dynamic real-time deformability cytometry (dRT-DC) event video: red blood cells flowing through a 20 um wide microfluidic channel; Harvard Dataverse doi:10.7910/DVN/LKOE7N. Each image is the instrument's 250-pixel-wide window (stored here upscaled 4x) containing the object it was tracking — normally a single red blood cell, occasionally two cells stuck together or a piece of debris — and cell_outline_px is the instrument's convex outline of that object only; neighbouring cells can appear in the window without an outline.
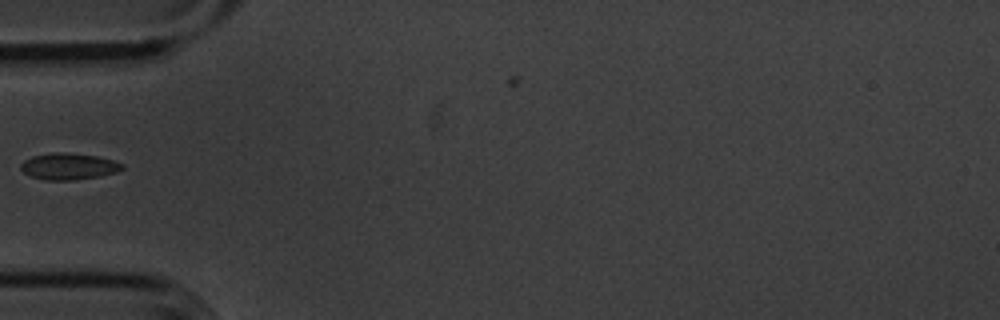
{"species": "common noctule bat (a hibernating species)", "species_latin": "Nyctalus noctula", "temperature_condition": "cold", "stored_images_in_passage": 32, "camera_frame_rate_fps": 3000, "um_per_image_px": 0.085, "animal": {"sex": "male", "body_mass_g": 20.1, "forearm_length_mm": 53.5}, "frame": {"image": 1, "passage_image": 1, "time_ms": 0.0, "image_size_px": [1000, 320], "cell_outline_px": [[124, 168], [116, 172], [100, 176], [72, 180], [44, 180], [28, 176], [20, 168], [20, 164], [24, 160], [32, 156], [52, 152], [68, 152], [96, 156], [112, 160], [124, 164]], "centroid_in_image_um": [5.8, 14.14], "position_along_channel_um": 79.2, "area_um2": 15.78}}
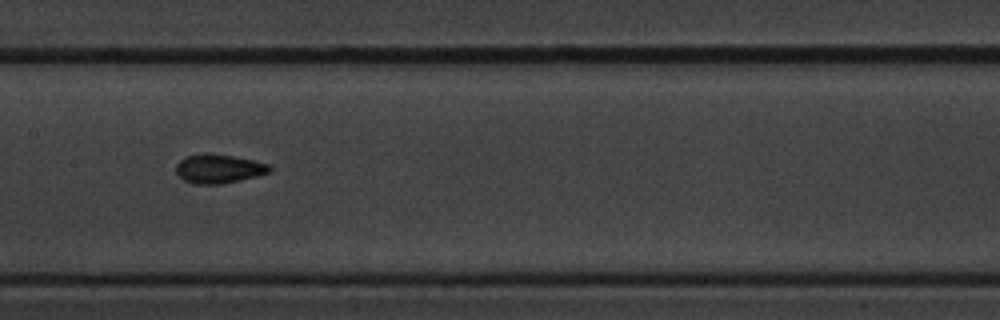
{"frame": {"image": 2, "passage_image": 10, "time_ms": 3.0, "image_size_px": [1000, 320], "cell_outline_px": [[272, 172], [240, 180], [220, 184], [196, 184], [184, 180], [176, 172], [176, 164], [180, 160], [188, 156], [204, 152], [208, 152], [236, 156], [268, 164], [272, 168]], "centroid_in_image_um": [18.6, 14.32], "position_along_channel_um": 188.8, "area_um2": 15.9}}
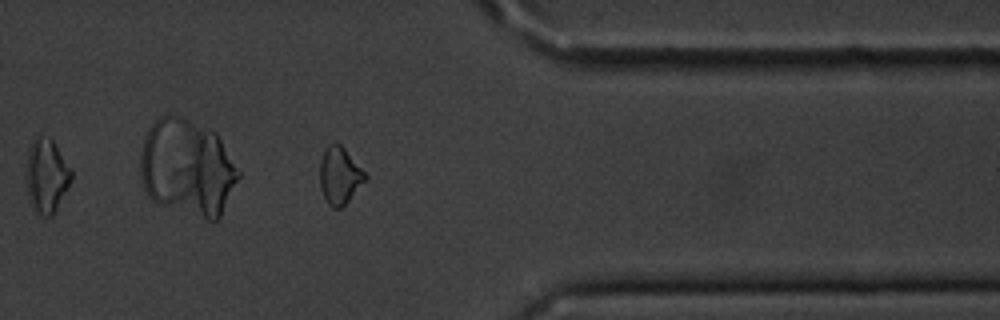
{"frame": {"image": 3, "passage_image": 27, "time_ms": 8.667, "image_size_px": [1000, 320], "cell_outline_px": [[368, 180], [340, 208], [332, 208], [328, 204], [320, 188], [320, 160], [328, 144], [336, 140], [344, 148], [368, 176]], "centroid_in_image_um": [28.87, 14.91], "position_along_channel_um": 382.5, "area_um2": 15.14}}